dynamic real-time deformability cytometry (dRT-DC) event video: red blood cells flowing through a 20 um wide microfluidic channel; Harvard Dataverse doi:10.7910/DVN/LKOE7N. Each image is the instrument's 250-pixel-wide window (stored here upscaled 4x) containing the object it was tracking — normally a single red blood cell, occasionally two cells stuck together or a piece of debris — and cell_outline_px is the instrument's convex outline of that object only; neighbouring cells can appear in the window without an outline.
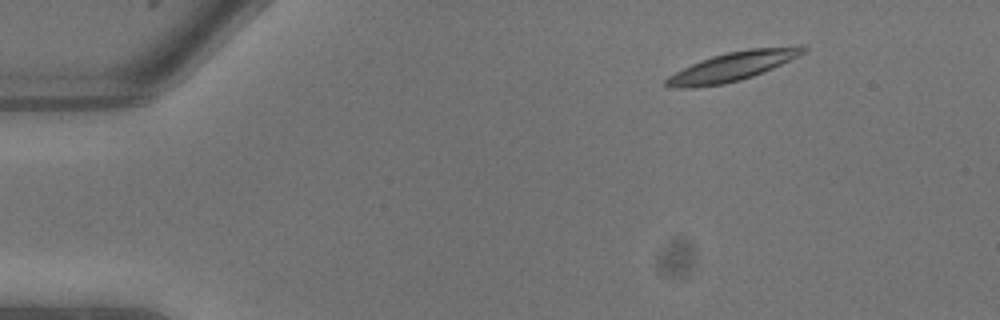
{"species": "common noctule bat (a hibernating species)", "species_latin": "Nyctalus noctula", "temperature_condition": "warm", "stored_images_in_passage": 6, "camera_frame_rate_fps": 3000, "um_per_image_px": 0.085, "animal": {"sex": "male", "body_mass_g": 13.3}, "frame": {"image": 1, "passage_image": 1, "time_ms": 0.0, "image_size_px": [1000, 320], "cell_outline_px": [[808, 48], [804, 52], [772, 68], [752, 76], [740, 80], [724, 84], [696, 88], [668, 88], [664, 84], [664, 80], [668, 76], [700, 60], [712, 56], [728, 52], [748, 48]], "centroid_in_image_um": [62.07, 5.7], "position_along_channel_um": 22.9, "area_um2": 22.37}}
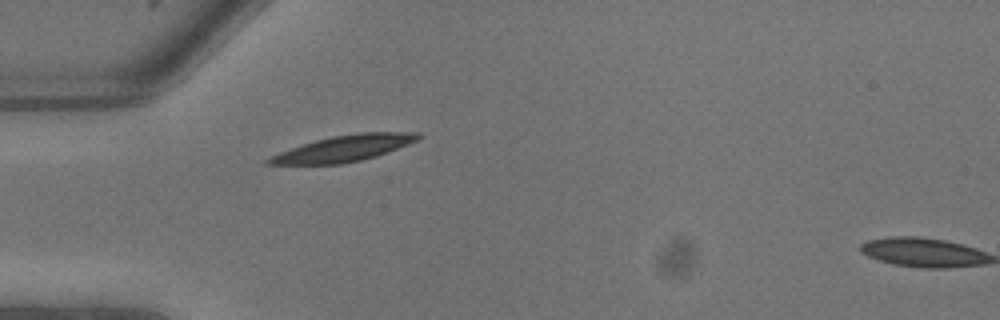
{"frame": {"image": 2, "passage_image": 5, "time_ms": 1.333, "image_size_px": [1000, 320], "cell_outline_px": [[420, 136], [416, 140], [408, 144], [376, 156], [360, 160], [340, 164], [264, 164], [264, 160], [280, 152], [316, 140], [332, 136], [360, 132], [420, 132]], "centroid_in_image_um": [29.23, 12.61], "position_along_channel_um": 55.8, "area_um2": 22.31}}